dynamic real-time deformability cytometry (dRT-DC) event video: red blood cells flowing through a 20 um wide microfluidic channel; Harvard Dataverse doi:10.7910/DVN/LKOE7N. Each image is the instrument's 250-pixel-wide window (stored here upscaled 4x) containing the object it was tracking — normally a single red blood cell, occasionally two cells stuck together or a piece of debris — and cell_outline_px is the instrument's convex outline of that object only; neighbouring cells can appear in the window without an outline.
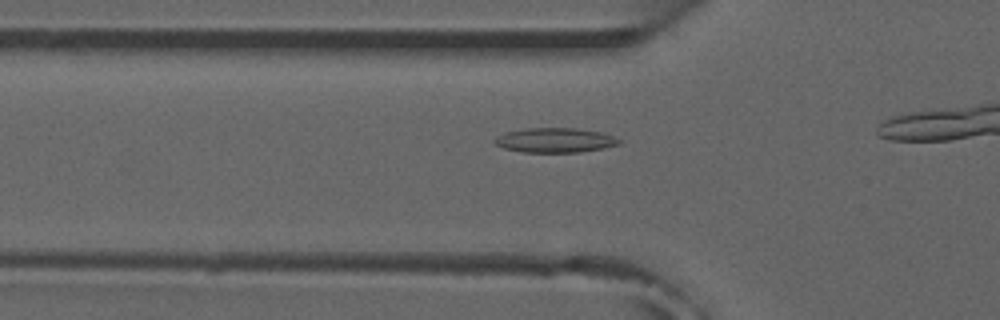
{"species": "common noctule bat (a hibernating species)", "species_latin": "Nyctalus noctula", "temperature_condition": "room temperature", "stored_images_in_passage": 17, "camera_frame_rate_fps": 3000, "um_per_image_px": 0.085, "animal": {"sex": "male", "forearm_length_mm": 52.5}, "frame": {"image": 1, "passage_image": 12, "time_ms": 3.667, "image_size_px": [1000, 320], "cell_outline_px": [[620, 144], [604, 148], [580, 152], [520, 152], [504, 148], [496, 144], [492, 140], [496, 136], [504, 132], [524, 128], [576, 128], [600, 132], [612, 136], [620, 140]], "centroid_in_image_um": [47.13, 11.91], "position_along_channel_um": 78.7, "area_um2": 17.92}}
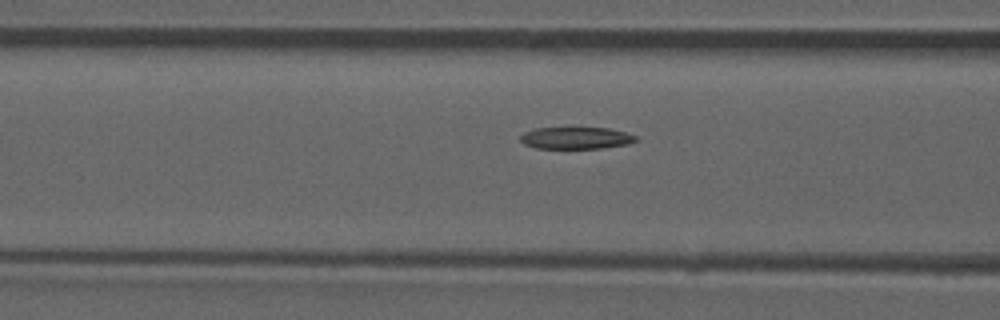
{"frame": {"image": 2, "passage_image": 15, "time_ms": 4.667, "image_size_px": [1000, 320], "cell_outline_px": [[640, 140], [628, 144], [600, 148], [536, 148], [524, 144], [520, 140], [520, 136], [524, 132], [536, 128], [608, 128], [624, 132], [636, 136]], "centroid_in_image_um": [48.96, 11.73], "position_along_channel_um": 117.6, "area_um2": 14.68}}